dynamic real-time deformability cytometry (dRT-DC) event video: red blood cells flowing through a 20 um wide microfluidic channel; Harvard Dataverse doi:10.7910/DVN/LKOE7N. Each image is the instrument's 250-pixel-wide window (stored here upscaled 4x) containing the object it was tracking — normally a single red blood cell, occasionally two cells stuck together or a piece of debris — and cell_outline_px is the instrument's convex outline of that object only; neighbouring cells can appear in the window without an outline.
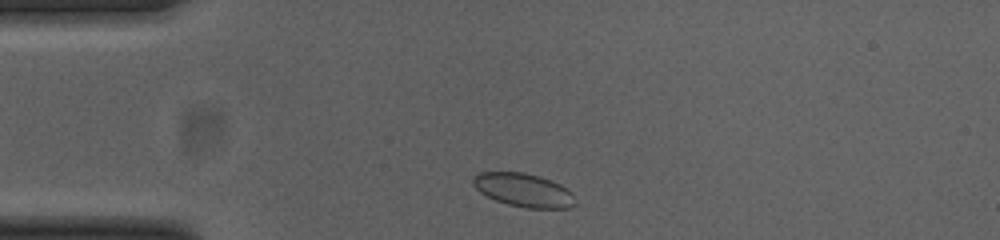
{"species": "common noctule bat (a hibernating species)", "species_latin": "Nyctalus noctula", "temperature_condition": "cold", "stored_images_in_passage": 35, "camera_frame_rate_fps": 3000, "um_per_image_px": 0.085, "animal": {"sex": "female", "body_mass_g": 23.0, "forearm_length_mm": 53.4}, "frame": {"image": 1, "passage_image": 2, "time_ms": 0.333, "image_size_px": [1000, 240], "cell_outline_px": [[572, 204], [568, 208], [524, 208], [508, 204], [496, 200], [480, 192], [472, 184], [472, 176], [480, 172], [524, 172], [540, 176], [560, 184], [568, 188], [572, 192]], "centroid_in_image_um": [44.46, 16.14], "position_along_channel_um": 40.5, "area_um2": 19.83}}
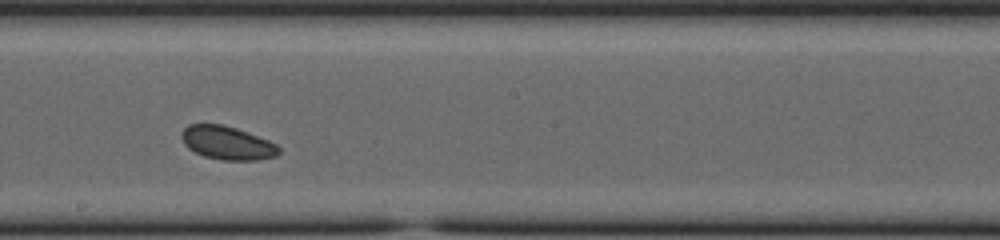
{"frame": {"image": 2, "passage_image": 19, "time_ms": 6.0, "image_size_px": [1000, 240], "cell_outline_px": [[280, 152], [276, 156], [256, 160], [224, 160], [204, 156], [188, 148], [184, 144], [180, 136], [184, 128], [188, 124], [224, 124], [236, 128], [268, 140], [276, 144], [280, 148]], "centroid_in_image_um": [19.3, 12.14], "position_along_channel_um": 228.9, "area_um2": 18.9}}
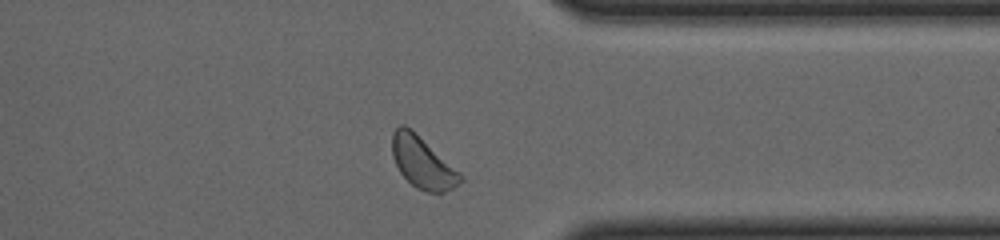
{"frame": {"image": 3, "passage_image": 31, "time_ms": 10.0, "image_size_px": [1000, 240], "cell_outline_px": [[464, 180], [452, 188], [444, 192], [428, 192], [416, 188], [400, 172], [392, 156], [392, 132], [400, 124], [404, 124], [460, 172], [464, 176]], "centroid_in_image_um": [35.91, 13.84], "position_along_channel_um": 375.5, "area_um2": 20.0}, "authors_computed_cell_mechanics": {"area_um2": 19.3052, "velocity_mm_per_s": 3.8048, "shape_relaxation_time_tau1_ms": 1.1522, "shape_relaxation_time_tau2_ms": null, "deformation_change_tau1": 0.026, "deformation_change_tau2": null}}